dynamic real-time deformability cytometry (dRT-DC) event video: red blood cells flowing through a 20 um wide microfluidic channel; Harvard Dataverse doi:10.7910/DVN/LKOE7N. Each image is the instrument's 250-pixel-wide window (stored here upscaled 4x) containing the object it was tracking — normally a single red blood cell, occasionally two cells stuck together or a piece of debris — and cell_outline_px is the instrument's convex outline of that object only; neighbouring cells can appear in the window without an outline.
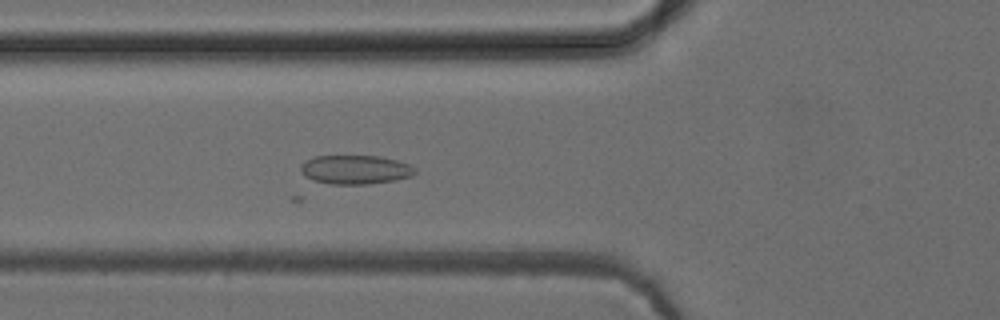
{"species": "common noctule bat (a hibernating species)", "species_latin": "Nyctalus noctula", "temperature_condition": "cold", "stored_images_in_passage": 38, "camera_frame_rate_fps": 3000, "um_per_image_px": 0.085, "animal": {"sex": "female", "body_mass_g": 24.6, "forearm_length_mm": 56.2}, "frame": {"image": 1, "passage_image": 18, "time_ms": 5.667, "image_size_px": [1000, 320], "cell_outline_px": [[416, 172], [412, 176], [396, 180], [368, 184], [328, 184], [312, 180], [304, 176], [300, 172], [300, 164], [304, 160], [316, 156], [380, 156], [396, 160], [408, 164], [416, 168]], "centroid_in_image_um": [30.16, 14.42], "position_along_channel_um": 95.6, "area_um2": 19.54}}
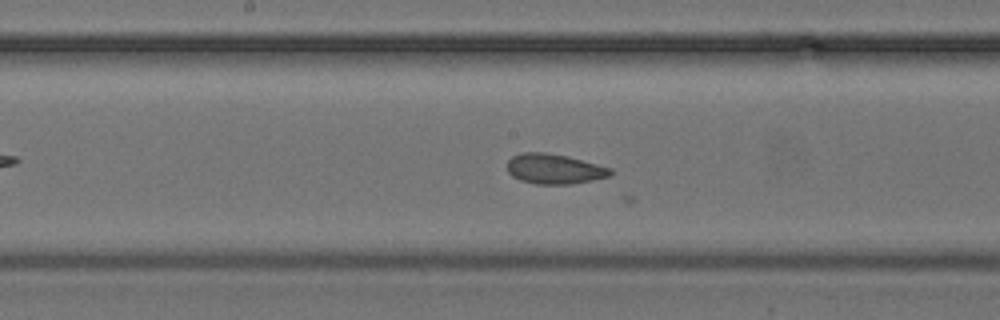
{"frame": {"image": 2, "passage_image": 26, "time_ms": 8.333, "image_size_px": [1000, 320], "cell_outline_px": [[612, 172], [608, 176], [592, 180], [572, 184], [536, 184], [520, 180], [512, 176], [508, 172], [508, 160], [512, 156], [520, 152], [544, 152], [568, 156], [612, 168]], "centroid_in_image_um": [47.09, 14.35], "position_along_channel_um": 201.1, "area_um2": 18.09}}
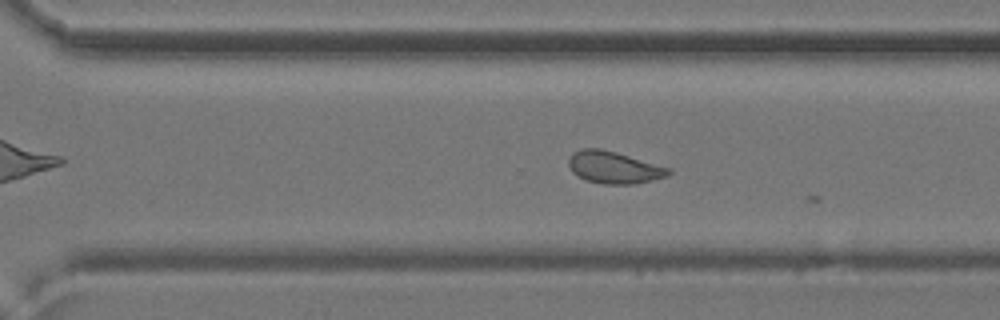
{"frame": {"image": 3, "passage_image": 35, "time_ms": 11.333, "image_size_px": [1000, 320], "cell_outline_px": [[672, 172], [668, 176], [636, 184], [604, 184], [584, 180], [576, 176], [572, 172], [568, 164], [568, 156], [572, 152], [580, 148], [600, 148], [616, 152], [672, 168]], "centroid_in_image_um": [52.16, 14.23], "position_along_channel_um": 318.4, "area_um2": 19.07}}